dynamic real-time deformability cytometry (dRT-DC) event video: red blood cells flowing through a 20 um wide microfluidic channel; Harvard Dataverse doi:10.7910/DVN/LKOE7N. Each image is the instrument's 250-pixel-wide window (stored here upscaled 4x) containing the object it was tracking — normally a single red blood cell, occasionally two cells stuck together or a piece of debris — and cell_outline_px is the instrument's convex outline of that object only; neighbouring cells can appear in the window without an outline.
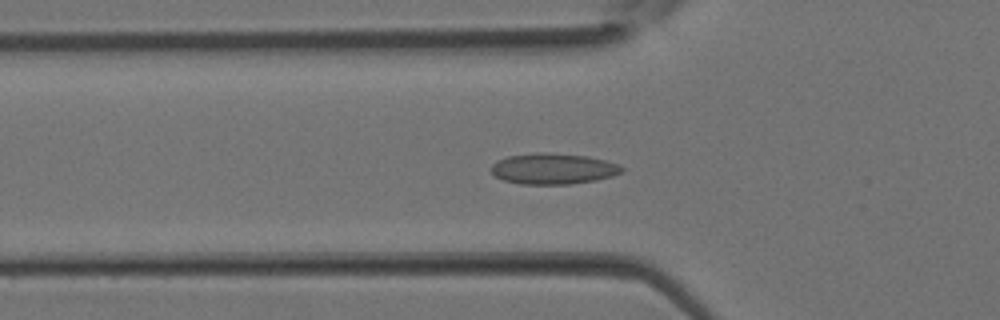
{"species": "Egyptian fruit bat (a non-hibernating species)", "species_latin": "Rousettus aegyptiacus", "temperature_condition": "room temperature", "stored_images_in_passage": 38, "camera_frame_rate_fps": 3000, "um_per_image_px": 0.085, "animal": {"sex": "female"}, "frame": {"image": 1, "passage_image": 13, "time_ms": 4.0, "image_size_px": [1000, 320], "cell_outline_px": [[624, 168], [620, 172], [612, 176], [596, 180], [572, 184], [520, 184], [504, 180], [496, 176], [492, 172], [492, 164], [496, 160], [508, 156], [536, 152], [544, 152], [588, 156], [604, 160], [616, 164]], "centroid_in_image_um": [46.99, 14.34], "position_along_channel_um": 78.8, "area_um2": 23.41}}
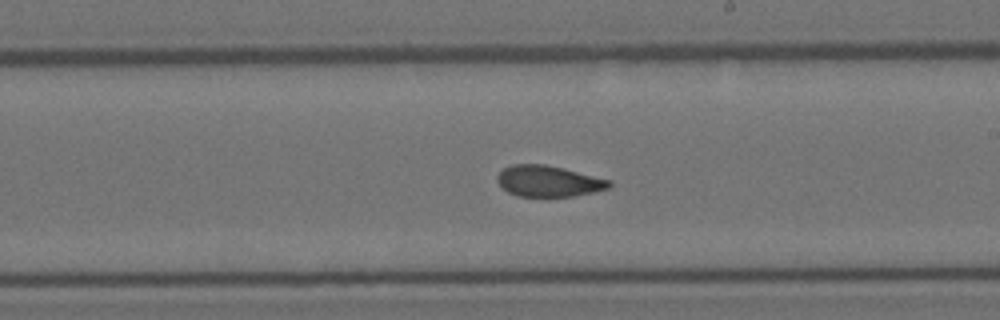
{"frame": {"image": 2, "passage_image": 22, "time_ms": 7.0, "image_size_px": [1000, 320], "cell_outline_px": [[612, 184], [608, 188], [592, 192], [572, 196], [516, 196], [508, 192], [496, 180], [496, 176], [504, 168], [512, 164], [544, 164], [612, 180]], "centroid_in_image_um": [46.6, 15.39], "position_along_channel_um": 242.4, "area_um2": 20.06}}
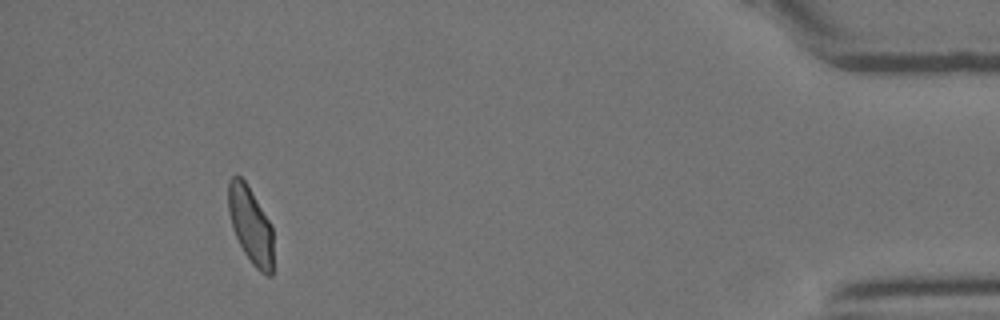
{"frame": {"image": 3, "passage_image": 35, "time_ms": 11.333, "image_size_px": [1000, 320], "cell_outline_px": [[272, 276], [268, 276], [260, 272], [252, 264], [244, 252], [232, 228], [228, 212], [228, 180], [232, 176], [240, 176], [244, 180], [272, 224]], "centroid_in_image_um": [21.29, 19.13], "position_along_channel_um": 413.9, "area_um2": 20.06}}